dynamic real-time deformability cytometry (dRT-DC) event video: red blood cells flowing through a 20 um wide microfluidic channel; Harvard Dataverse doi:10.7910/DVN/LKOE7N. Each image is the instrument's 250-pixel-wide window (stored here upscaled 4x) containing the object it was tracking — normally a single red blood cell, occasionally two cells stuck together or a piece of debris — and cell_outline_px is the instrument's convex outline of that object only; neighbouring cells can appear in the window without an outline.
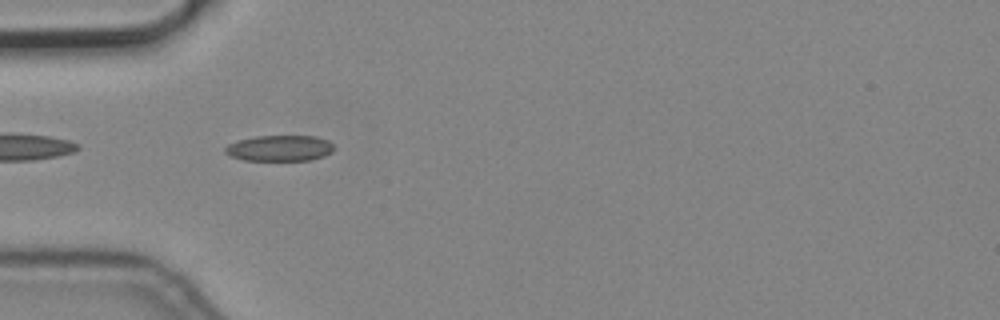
{"species": "common noctule bat (a hibernating species)", "species_latin": "Nyctalus noctula", "temperature_condition": "cold", "stored_images_in_passage": 6, "segment_of_instrument_passage": [2, 2], "camera_frame_rate_fps": 3000, "um_per_image_px": 0.085, "animal": {"sex": "male", "body_mass_g": 19.2, "forearm_length_mm": 51.8}, "frame": {"image": 1, "passage_image": 5, "time_ms": 1.333, "image_size_px": [1000, 320], "cell_outline_px": [[332, 152], [324, 156], [308, 160], [244, 160], [228, 156], [224, 152], [224, 148], [228, 144], [236, 140], [256, 136], [316, 136], [328, 140], [332, 144]], "centroid_in_image_um": [23.72, 12.59], "position_along_channel_um": 61.3, "area_um2": 16.47}}
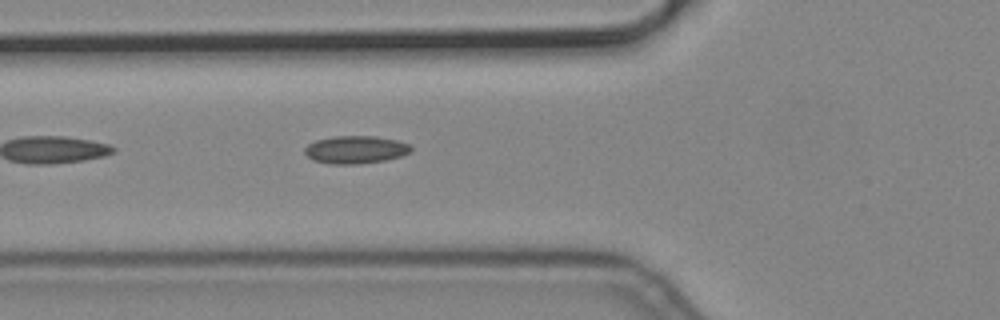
{"frame": {"image": 2, "passage_image": 6, "time_ms": 1.667, "image_size_px": [1000, 320], "cell_outline_px": [[412, 152], [400, 156], [384, 160], [356, 164], [332, 164], [312, 160], [304, 152], [304, 148], [308, 144], [316, 140], [336, 136], [376, 136], [396, 140], [408, 144], [412, 148]], "centroid_in_image_um": [30.21, 12.72], "position_along_channel_um": 95.6, "area_um2": 17.11}}